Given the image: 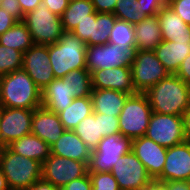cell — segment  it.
I'll return each mask as SVG.
<instances>
[{
	"label": "cell",
	"mask_w": 190,
	"mask_h": 190,
	"mask_svg": "<svg viewBox=\"0 0 190 190\" xmlns=\"http://www.w3.org/2000/svg\"><path fill=\"white\" fill-rule=\"evenodd\" d=\"M144 94L152 112L182 116L190 109V86L176 74H169Z\"/></svg>",
	"instance_id": "1"
},
{
	"label": "cell",
	"mask_w": 190,
	"mask_h": 190,
	"mask_svg": "<svg viewBox=\"0 0 190 190\" xmlns=\"http://www.w3.org/2000/svg\"><path fill=\"white\" fill-rule=\"evenodd\" d=\"M4 108L36 109L42 106V91L21 68L0 76Z\"/></svg>",
	"instance_id": "2"
},
{
	"label": "cell",
	"mask_w": 190,
	"mask_h": 190,
	"mask_svg": "<svg viewBox=\"0 0 190 190\" xmlns=\"http://www.w3.org/2000/svg\"><path fill=\"white\" fill-rule=\"evenodd\" d=\"M87 44L72 32H65L60 40L48 45L50 66L55 78H63L69 72L86 69Z\"/></svg>",
	"instance_id": "3"
},
{
	"label": "cell",
	"mask_w": 190,
	"mask_h": 190,
	"mask_svg": "<svg viewBox=\"0 0 190 190\" xmlns=\"http://www.w3.org/2000/svg\"><path fill=\"white\" fill-rule=\"evenodd\" d=\"M0 169L10 190H24L41 179L42 164L20 156L6 146L0 151Z\"/></svg>",
	"instance_id": "4"
},
{
	"label": "cell",
	"mask_w": 190,
	"mask_h": 190,
	"mask_svg": "<svg viewBox=\"0 0 190 190\" xmlns=\"http://www.w3.org/2000/svg\"><path fill=\"white\" fill-rule=\"evenodd\" d=\"M152 108L144 93L130 95L119 114L120 135L134 140L145 135Z\"/></svg>",
	"instance_id": "5"
},
{
	"label": "cell",
	"mask_w": 190,
	"mask_h": 190,
	"mask_svg": "<svg viewBox=\"0 0 190 190\" xmlns=\"http://www.w3.org/2000/svg\"><path fill=\"white\" fill-rule=\"evenodd\" d=\"M23 22L35 44H54L65 33L61 17L52 13L43 2L35 10L26 13Z\"/></svg>",
	"instance_id": "6"
},
{
	"label": "cell",
	"mask_w": 190,
	"mask_h": 190,
	"mask_svg": "<svg viewBox=\"0 0 190 190\" xmlns=\"http://www.w3.org/2000/svg\"><path fill=\"white\" fill-rule=\"evenodd\" d=\"M131 73L137 93H145L170 74L157 58L154 50H135Z\"/></svg>",
	"instance_id": "7"
},
{
	"label": "cell",
	"mask_w": 190,
	"mask_h": 190,
	"mask_svg": "<svg viewBox=\"0 0 190 190\" xmlns=\"http://www.w3.org/2000/svg\"><path fill=\"white\" fill-rule=\"evenodd\" d=\"M132 149V140L120 134L103 137L91 151L88 173L110 172L118 160Z\"/></svg>",
	"instance_id": "8"
},
{
	"label": "cell",
	"mask_w": 190,
	"mask_h": 190,
	"mask_svg": "<svg viewBox=\"0 0 190 190\" xmlns=\"http://www.w3.org/2000/svg\"><path fill=\"white\" fill-rule=\"evenodd\" d=\"M134 51L129 47L113 45H90L86 49V69L92 73L95 70L122 67H131Z\"/></svg>",
	"instance_id": "9"
},
{
	"label": "cell",
	"mask_w": 190,
	"mask_h": 190,
	"mask_svg": "<svg viewBox=\"0 0 190 190\" xmlns=\"http://www.w3.org/2000/svg\"><path fill=\"white\" fill-rule=\"evenodd\" d=\"M146 137L155 143L170 148L186 141L182 116L152 112Z\"/></svg>",
	"instance_id": "10"
},
{
	"label": "cell",
	"mask_w": 190,
	"mask_h": 190,
	"mask_svg": "<svg viewBox=\"0 0 190 190\" xmlns=\"http://www.w3.org/2000/svg\"><path fill=\"white\" fill-rule=\"evenodd\" d=\"M87 173V163L51 154L42 163L41 179L55 187H63Z\"/></svg>",
	"instance_id": "11"
},
{
	"label": "cell",
	"mask_w": 190,
	"mask_h": 190,
	"mask_svg": "<svg viewBox=\"0 0 190 190\" xmlns=\"http://www.w3.org/2000/svg\"><path fill=\"white\" fill-rule=\"evenodd\" d=\"M110 172L120 190H146L153 181L132 151L123 155Z\"/></svg>",
	"instance_id": "12"
},
{
	"label": "cell",
	"mask_w": 190,
	"mask_h": 190,
	"mask_svg": "<svg viewBox=\"0 0 190 190\" xmlns=\"http://www.w3.org/2000/svg\"><path fill=\"white\" fill-rule=\"evenodd\" d=\"M22 68L41 91L55 79L50 66L48 45L34 44L25 51Z\"/></svg>",
	"instance_id": "13"
},
{
	"label": "cell",
	"mask_w": 190,
	"mask_h": 190,
	"mask_svg": "<svg viewBox=\"0 0 190 190\" xmlns=\"http://www.w3.org/2000/svg\"><path fill=\"white\" fill-rule=\"evenodd\" d=\"M33 110L4 107L0 110V132L5 147L31 133Z\"/></svg>",
	"instance_id": "14"
},
{
	"label": "cell",
	"mask_w": 190,
	"mask_h": 190,
	"mask_svg": "<svg viewBox=\"0 0 190 190\" xmlns=\"http://www.w3.org/2000/svg\"><path fill=\"white\" fill-rule=\"evenodd\" d=\"M190 181V141L167 148L166 161L159 182Z\"/></svg>",
	"instance_id": "15"
},
{
	"label": "cell",
	"mask_w": 190,
	"mask_h": 190,
	"mask_svg": "<svg viewBox=\"0 0 190 190\" xmlns=\"http://www.w3.org/2000/svg\"><path fill=\"white\" fill-rule=\"evenodd\" d=\"M131 151L145 166L152 180H156L162 174L167 148L155 143L146 136H142L132 140Z\"/></svg>",
	"instance_id": "16"
},
{
	"label": "cell",
	"mask_w": 190,
	"mask_h": 190,
	"mask_svg": "<svg viewBox=\"0 0 190 190\" xmlns=\"http://www.w3.org/2000/svg\"><path fill=\"white\" fill-rule=\"evenodd\" d=\"M92 89H112L129 95L136 94L132 81L131 67H113L91 73Z\"/></svg>",
	"instance_id": "17"
},
{
	"label": "cell",
	"mask_w": 190,
	"mask_h": 190,
	"mask_svg": "<svg viewBox=\"0 0 190 190\" xmlns=\"http://www.w3.org/2000/svg\"><path fill=\"white\" fill-rule=\"evenodd\" d=\"M31 133L38 136L49 146H52L61 135L65 128L61 123L57 113L49 111L43 106L33 110Z\"/></svg>",
	"instance_id": "18"
},
{
	"label": "cell",
	"mask_w": 190,
	"mask_h": 190,
	"mask_svg": "<svg viewBox=\"0 0 190 190\" xmlns=\"http://www.w3.org/2000/svg\"><path fill=\"white\" fill-rule=\"evenodd\" d=\"M163 41L190 43V25L186 24L169 6L157 14Z\"/></svg>",
	"instance_id": "19"
},
{
	"label": "cell",
	"mask_w": 190,
	"mask_h": 190,
	"mask_svg": "<svg viewBox=\"0 0 190 190\" xmlns=\"http://www.w3.org/2000/svg\"><path fill=\"white\" fill-rule=\"evenodd\" d=\"M51 148V154L89 163L91 150L73 130H65Z\"/></svg>",
	"instance_id": "20"
},
{
	"label": "cell",
	"mask_w": 190,
	"mask_h": 190,
	"mask_svg": "<svg viewBox=\"0 0 190 190\" xmlns=\"http://www.w3.org/2000/svg\"><path fill=\"white\" fill-rule=\"evenodd\" d=\"M130 95L112 89H92L91 100L93 112L119 117L127 98Z\"/></svg>",
	"instance_id": "21"
},
{
	"label": "cell",
	"mask_w": 190,
	"mask_h": 190,
	"mask_svg": "<svg viewBox=\"0 0 190 190\" xmlns=\"http://www.w3.org/2000/svg\"><path fill=\"white\" fill-rule=\"evenodd\" d=\"M67 85V78H55L42 91V106L58 113L68 107L74 100Z\"/></svg>",
	"instance_id": "22"
},
{
	"label": "cell",
	"mask_w": 190,
	"mask_h": 190,
	"mask_svg": "<svg viewBox=\"0 0 190 190\" xmlns=\"http://www.w3.org/2000/svg\"><path fill=\"white\" fill-rule=\"evenodd\" d=\"M154 52L168 73L176 74L182 61L190 54V43L162 41Z\"/></svg>",
	"instance_id": "23"
},
{
	"label": "cell",
	"mask_w": 190,
	"mask_h": 190,
	"mask_svg": "<svg viewBox=\"0 0 190 190\" xmlns=\"http://www.w3.org/2000/svg\"><path fill=\"white\" fill-rule=\"evenodd\" d=\"M136 50H155L163 41L157 16H148L134 25Z\"/></svg>",
	"instance_id": "24"
},
{
	"label": "cell",
	"mask_w": 190,
	"mask_h": 190,
	"mask_svg": "<svg viewBox=\"0 0 190 190\" xmlns=\"http://www.w3.org/2000/svg\"><path fill=\"white\" fill-rule=\"evenodd\" d=\"M8 147L14 153L34 159L41 164L51 155L50 146L32 133L13 141Z\"/></svg>",
	"instance_id": "25"
},
{
	"label": "cell",
	"mask_w": 190,
	"mask_h": 190,
	"mask_svg": "<svg viewBox=\"0 0 190 190\" xmlns=\"http://www.w3.org/2000/svg\"><path fill=\"white\" fill-rule=\"evenodd\" d=\"M93 113L91 97H76L72 103L58 112L59 119L66 130H73L84 118Z\"/></svg>",
	"instance_id": "26"
},
{
	"label": "cell",
	"mask_w": 190,
	"mask_h": 190,
	"mask_svg": "<svg viewBox=\"0 0 190 190\" xmlns=\"http://www.w3.org/2000/svg\"><path fill=\"white\" fill-rule=\"evenodd\" d=\"M95 12L91 0L70 1L64 13L60 16L65 32H72L84 19Z\"/></svg>",
	"instance_id": "27"
},
{
	"label": "cell",
	"mask_w": 190,
	"mask_h": 190,
	"mask_svg": "<svg viewBox=\"0 0 190 190\" xmlns=\"http://www.w3.org/2000/svg\"><path fill=\"white\" fill-rule=\"evenodd\" d=\"M0 44L24 53L35 43L26 24L23 21H17L0 35Z\"/></svg>",
	"instance_id": "28"
},
{
	"label": "cell",
	"mask_w": 190,
	"mask_h": 190,
	"mask_svg": "<svg viewBox=\"0 0 190 190\" xmlns=\"http://www.w3.org/2000/svg\"><path fill=\"white\" fill-rule=\"evenodd\" d=\"M73 131L91 151L95 150L103 138L100 134L99 114L93 112L80 121Z\"/></svg>",
	"instance_id": "29"
},
{
	"label": "cell",
	"mask_w": 190,
	"mask_h": 190,
	"mask_svg": "<svg viewBox=\"0 0 190 190\" xmlns=\"http://www.w3.org/2000/svg\"><path fill=\"white\" fill-rule=\"evenodd\" d=\"M116 19L117 17L113 13L96 12V21H93L90 45L107 44Z\"/></svg>",
	"instance_id": "30"
},
{
	"label": "cell",
	"mask_w": 190,
	"mask_h": 190,
	"mask_svg": "<svg viewBox=\"0 0 190 190\" xmlns=\"http://www.w3.org/2000/svg\"><path fill=\"white\" fill-rule=\"evenodd\" d=\"M74 97H90L92 94L91 73L87 69H78L64 76Z\"/></svg>",
	"instance_id": "31"
},
{
	"label": "cell",
	"mask_w": 190,
	"mask_h": 190,
	"mask_svg": "<svg viewBox=\"0 0 190 190\" xmlns=\"http://www.w3.org/2000/svg\"><path fill=\"white\" fill-rule=\"evenodd\" d=\"M113 14L117 19L136 25L146 17L137 0H117Z\"/></svg>",
	"instance_id": "32"
},
{
	"label": "cell",
	"mask_w": 190,
	"mask_h": 190,
	"mask_svg": "<svg viewBox=\"0 0 190 190\" xmlns=\"http://www.w3.org/2000/svg\"><path fill=\"white\" fill-rule=\"evenodd\" d=\"M134 33V25L126 21L116 19L114 22V27L110 32L109 43L113 45L119 44V46L129 47L135 51L136 41Z\"/></svg>",
	"instance_id": "33"
},
{
	"label": "cell",
	"mask_w": 190,
	"mask_h": 190,
	"mask_svg": "<svg viewBox=\"0 0 190 190\" xmlns=\"http://www.w3.org/2000/svg\"><path fill=\"white\" fill-rule=\"evenodd\" d=\"M23 52L0 44V76L22 68Z\"/></svg>",
	"instance_id": "34"
},
{
	"label": "cell",
	"mask_w": 190,
	"mask_h": 190,
	"mask_svg": "<svg viewBox=\"0 0 190 190\" xmlns=\"http://www.w3.org/2000/svg\"><path fill=\"white\" fill-rule=\"evenodd\" d=\"M92 190H120L111 172L89 173Z\"/></svg>",
	"instance_id": "35"
},
{
	"label": "cell",
	"mask_w": 190,
	"mask_h": 190,
	"mask_svg": "<svg viewBox=\"0 0 190 190\" xmlns=\"http://www.w3.org/2000/svg\"><path fill=\"white\" fill-rule=\"evenodd\" d=\"M99 126L102 137L120 134L119 117L99 114Z\"/></svg>",
	"instance_id": "36"
},
{
	"label": "cell",
	"mask_w": 190,
	"mask_h": 190,
	"mask_svg": "<svg viewBox=\"0 0 190 190\" xmlns=\"http://www.w3.org/2000/svg\"><path fill=\"white\" fill-rule=\"evenodd\" d=\"M93 21H96V11L89 15V18L79 22L72 33L90 46V36H92Z\"/></svg>",
	"instance_id": "37"
},
{
	"label": "cell",
	"mask_w": 190,
	"mask_h": 190,
	"mask_svg": "<svg viewBox=\"0 0 190 190\" xmlns=\"http://www.w3.org/2000/svg\"><path fill=\"white\" fill-rule=\"evenodd\" d=\"M168 6L186 24L190 25V0H170Z\"/></svg>",
	"instance_id": "38"
},
{
	"label": "cell",
	"mask_w": 190,
	"mask_h": 190,
	"mask_svg": "<svg viewBox=\"0 0 190 190\" xmlns=\"http://www.w3.org/2000/svg\"><path fill=\"white\" fill-rule=\"evenodd\" d=\"M147 16H157L159 11L168 6L169 0H137Z\"/></svg>",
	"instance_id": "39"
},
{
	"label": "cell",
	"mask_w": 190,
	"mask_h": 190,
	"mask_svg": "<svg viewBox=\"0 0 190 190\" xmlns=\"http://www.w3.org/2000/svg\"><path fill=\"white\" fill-rule=\"evenodd\" d=\"M0 8L11 14L17 21H23L24 14L20 8L19 0H2Z\"/></svg>",
	"instance_id": "40"
},
{
	"label": "cell",
	"mask_w": 190,
	"mask_h": 190,
	"mask_svg": "<svg viewBox=\"0 0 190 190\" xmlns=\"http://www.w3.org/2000/svg\"><path fill=\"white\" fill-rule=\"evenodd\" d=\"M62 190H92V183L89 173L85 176L77 178L61 187Z\"/></svg>",
	"instance_id": "41"
},
{
	"label": "cell",
	"mask_w": 190,
	"mask_h": 190,
	"mask_svg": "<svg viewBox=\"0 0 190 190\" xmlns=\"http://www.w3.org/2000/svg\"><path fill=\"white\" fill-rule=\"evenodd\" d=\"M45 6L52 12L61 16L68 7V0H42Z\"/></svg>",
	"instance_id": "42"
},
{
	"label": "cell",
	"mask_w": 190,
	"mask_h": 190,
	"mask_svg": "<svg viewBox=\"0 0 190 190\" xmlns=\"http://www.w3.org/2000/svg\"><path fill=\"white\" fill-rule=\"evenodd\" d=\"M96 12L113 13L117 0H91Z\"/></svg>",
	"instance_id": "43"
},
{
	"label": "cell",
	"mask_w": 190,
	"mask_h": 190,
	"mask_svg": "<svg viewBox=\"0 0 190 190\" xmlns=\"http://www.w3.org/2000/svg\"><path fill=\"white\" fill-rule=\"evenodd\" d=\"M17 20L11 14L0 8V35L10 29Z\"/></svg>",
	"instance_id": "44"
},
{
	"label": "cell",
	"mask_w": 190,
	"mask_h": 190,
	"mask_svg": "<svg viewBox=\"0 0 190 190\" xmlns=\"http://www.w3.org/2000/svg\"><path fill=\"white\" fill-rule=\"evenodd\" d=\"M176 75L190 86V54L182 61Z\"/></svg>",
	"instance_id": "45"
},
{
	"label": "cell",
	"mask_w": 190,
	"mask_h": 190,
	"mask_svg": "<svg viewBox=\"0 0 190 190\" xmlns=\"http://www.w3.org/2000/svg\"><path fill=\"white\" fill-rule=\"evenodd\" d=\"M24 190H62L61 187H55L51 183L46 182L42 179L36 181L29 188Z\"/></svg>",
	"instance_id": "46"
},
{
	"label": "cell",
	"mask_w": 190,
	"mask_h": 190,
	"mask_svg": "<svg viewBox=\"0 0 190 190\" xmlns=\"http://www.w3.org/2000/svg\"><path fill=\"white\" fill-rule=\"evenodd\" d=\"M41 2L42 0H19L20 8L24 15L35 10Z\"/></svg>",
	"instance_id": "47"
},
{
	"label": "cell",
	"mask_w": 190,
	"mask_h": 190,
	"mask_svg": "<svg viewBox=\"0 0 190 190\" xmlns=\"http://www.w3.org/2000/svg\"><path fill=\"white\" fill-rule=\"evenodd\" d=\"M164 183L168 186V190H190V181L177 180Z\"/></svg>",
	"instance_id": "48"
},
{
	"label": "cell",
	"mask_w": 190,
	"mask_h": 190,
	"mask_svg": "<svg viewBox=\"0 0 190 190\" xmlns=\"http://www.w3.org/2000/svg\"><path fill=\"white\" fill-rule=\"evenodd\" d=\"M184 135L186 141H190V109H188L183 115Z\"/></svg>",
	"instance_id": "49"
},
{
	"label": "cell",
	"mask_w": 190,
	"mask_h": 190,
	"mask_svg": "<svg viewBox=\"0 0 190 190\" xmlns=\"http://www.w3.org/2000/svg\"><path fill=\"white\" fill-rule=\"evenodd\" d=\"M146 190H168V186L164 182L153 180Z\"/></svg>",
	"instance_id": "50"
},
{
	"label": "cell",
	"mask_w": 190,
	"mask_h": 190,
	"mask_svg": "<svg viewBox=\"0 0 190 190\" xmlns=\"http://www.w3.org/2000/svg\"><path fill=\"white\" fill-rule=\"evenodd\" d=\"M0 190H10L6 178L0 169Z\"/></svg>",
	"instance_id": "51"
},
{
	"label": "cell",
	"mask_w": 190,
	"mask_h": 190,
	"mask_svg": "<svg viewBox=\"0 0 190 190\" xmlns=\"http://www.w3.org/2000/svg\"><path fill=\"white\" fill-rule=\"evenodd\" d=\"M3 108L2 93H1V81H0V110Z\"/></svg>",
	"instance_id": "52"
},
{
	"label": "cell",
	"mask_w": 190,
	"mask_h": 190,
	"mask_svg": "<svg viewBox=\"0 0 190 190\" xmlns=\"http://www.w3.org/2000/svg\"><path fill=\"white\" fill-rule=\"evenodd\" d=\"M5 148L3 141H2V136H1V132H0V151Z\"/></svg>",
	"instance_id": "53"
}]
</instances>
